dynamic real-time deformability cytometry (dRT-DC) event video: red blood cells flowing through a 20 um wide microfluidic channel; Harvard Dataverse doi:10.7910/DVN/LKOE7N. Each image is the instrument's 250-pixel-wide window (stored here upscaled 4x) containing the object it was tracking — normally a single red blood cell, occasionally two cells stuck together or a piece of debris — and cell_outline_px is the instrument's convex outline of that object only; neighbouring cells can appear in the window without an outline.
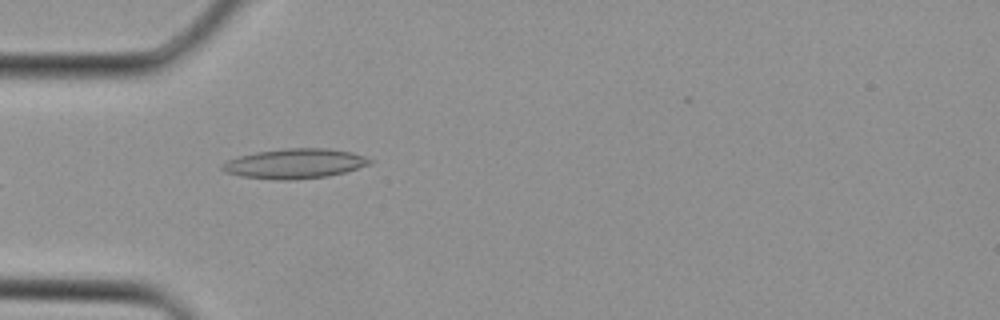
{"species": "Egyptian fruit bat (a non-hibernating species)", "species_latin": "Rousettus aegyptiacus", "temperature_condition": "cold", "stored_images_in_passage": 3, "camera_frame_rate_fps": 3000, "um_per_image_px": 0.085, "animal": {"sex": "female"}, "frame": {"image": 1, "passage_image": 3, "time_ms": 0.667, "image_size_px": [1000, 320], "cell_outline_px": [[372, 164], [344, 172], [328, 176], [292, 180], [272, 180], [240, 176], [224, 172], [220, 168], [220, 164], [228, 160], [240, 156], [256, 152], [284, 148], [328, 148], [352, 152], [364, 156], [372, 160]], "centroid_in_image_um": [25.04, 13.91], "position_along_channel_um": 60.0, "area_um2": 25.84}}